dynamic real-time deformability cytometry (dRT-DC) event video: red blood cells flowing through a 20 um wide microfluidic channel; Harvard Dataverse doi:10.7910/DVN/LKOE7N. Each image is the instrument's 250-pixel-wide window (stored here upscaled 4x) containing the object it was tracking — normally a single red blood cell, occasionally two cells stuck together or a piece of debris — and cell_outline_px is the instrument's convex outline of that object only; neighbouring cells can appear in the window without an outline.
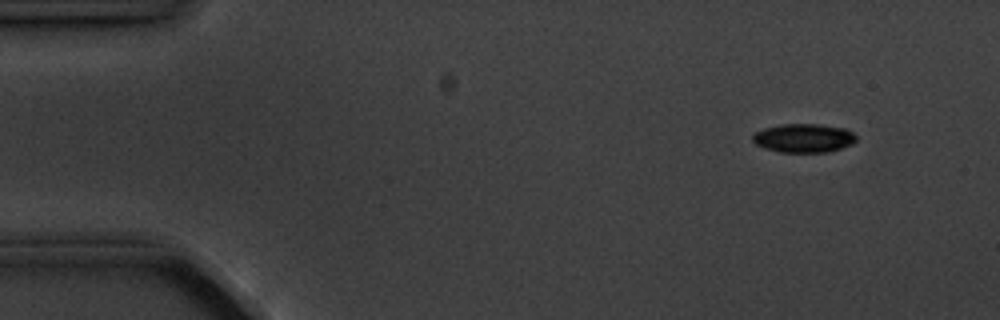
{"species": "common noctule bat (a hibernating species)", "species_latin": "Nyctalus noctula", "temperature_condition": "cold", "stored_images_in_passage": 4, "camera_frame_rate_fps": 3000, "um_per_image_px": 0.085, "animal": {"sex": "male", "body_mass_g": 20.1, "forearm_length_mm": 53.5}, "frame": {"image": 1, "passage_image": 2, "time_ms": 1.333, "image_size_px": [1000, 320], "cell_outline_px": [[856, 140], [852, 144], [828, 152], [780, 152], [764, 148], [756, 144], [752, 140], [752, 132], [764, 128], [780, 124], [820, 124], [848, 128], [856, 136]], "centroid_in_image_um": [68.3, 11.72], "position_along_channel_um": 16.7, "area_um2": 17.57}}
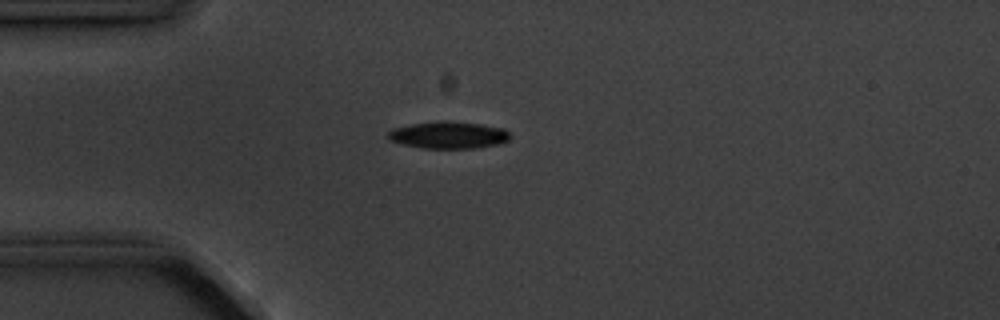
{"frame": {"image": 2, "passage_image": 4, "time_ms": 4.333, "image_size_px": [1000, 320], "cell_outline_px": [[512, 136], [508, 140], [496, 144], [476, 148], [420, 148], [388, 140], [388, 132], [392, 128], [412, 124], [480, 124], [504, 128]], "centroid_in_image_um": [38.13, 11.53], "position_along_channel_um": 46.9, "area_um2": 18.21}}